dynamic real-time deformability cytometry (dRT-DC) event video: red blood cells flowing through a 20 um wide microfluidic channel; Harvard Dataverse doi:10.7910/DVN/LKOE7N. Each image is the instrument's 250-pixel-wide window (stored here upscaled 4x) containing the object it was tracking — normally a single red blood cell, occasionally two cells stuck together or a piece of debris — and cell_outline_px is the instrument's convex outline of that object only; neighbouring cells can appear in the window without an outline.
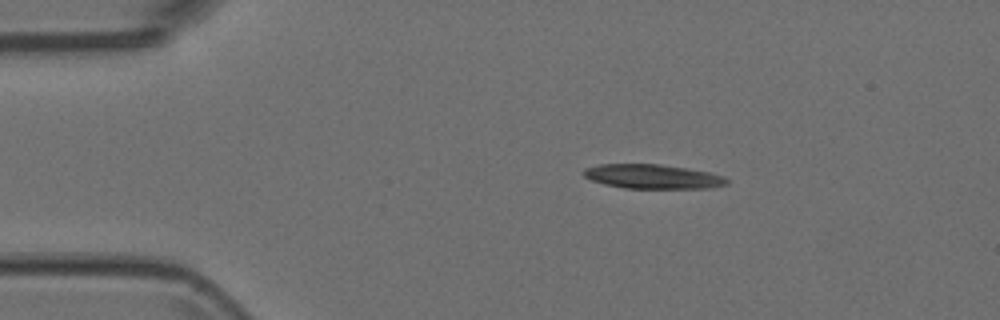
{"species": "Egyptian fruit bat (a non-hibernating species)", "species_latin": "Rousettus aegyptiacus", "temperature_condition": "room temperature", "stored_images_in_passage": 7, "camera_frame_rate_fps": 3000, "um_per_image_px": 0.085, "animal": {"sex": "female"}, "frame": {"image": 1, "passage_image": 2, "time_ms": 0.333, "image_size_px": [1000, 320], "cell_outline_px": [[728, 184], [712, 188], [624, 188], [604, 184], [592, 180], [584, 176], [580, 172], [584, 168], [600, 164], [660, 164], [708, 172], [724, 176], [728, 180]], "centroid_in_image_um": [55.45, 15.01], "position_along_channel_um": 29.5, "area_um2": 20.29}}
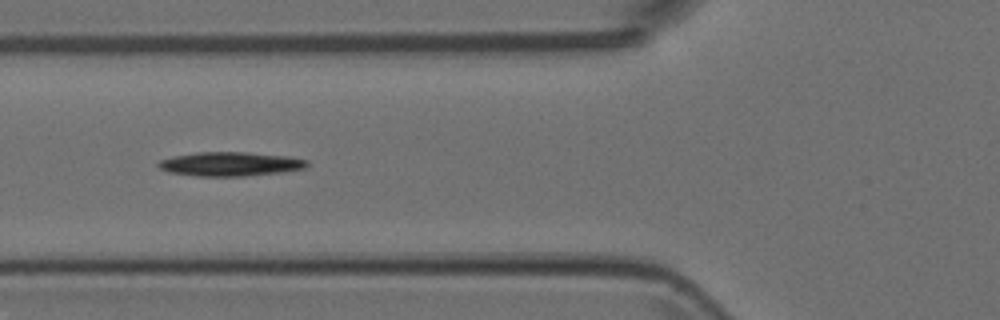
{"frame": {"image": 2, "passage_image": 5, "time_ms": 1.333, "image_size_px": [1000, 320], "cell_outline_px": [[308, 164], [304, 168], [280, 172], [244, 176], [196, 176], [168, 172], [160, 168], [156, 164], [160, 160], [172, 156], [196, 152], [248, 152], [288, 156], [308, 160]], "centroid_in_image_um": [19.54, 13.93], "position_along_channel_um": 106.3, "area_um2": 20.87}}
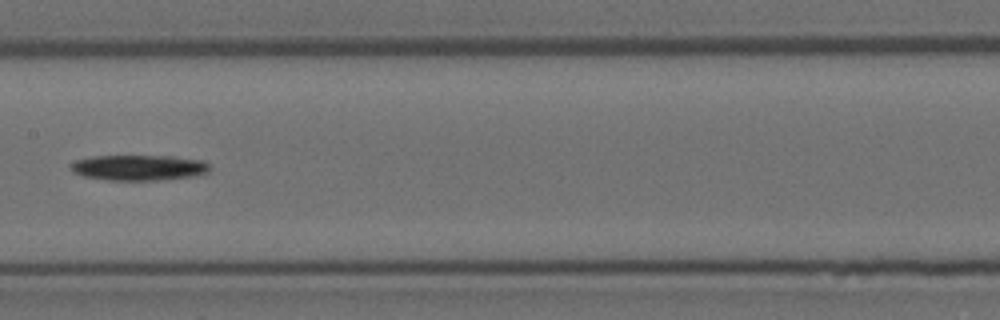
{"frame": {"image": 3, "passage_image": 7, "time_ms": 2.0, "image_size_px": [1000, 320], "cell_outline_px": [[208, 172], [196, 176], [156, 180], [108, 180], [84, 176], [72, 172], [68, 168], [76, 160], [96, 156], [164, 156], [204, 160], [208, 164]], "centroid_in_image_um": [11.78, 14.25], "position_along_channel_um": 195.6, "area_um2": 20.52}}